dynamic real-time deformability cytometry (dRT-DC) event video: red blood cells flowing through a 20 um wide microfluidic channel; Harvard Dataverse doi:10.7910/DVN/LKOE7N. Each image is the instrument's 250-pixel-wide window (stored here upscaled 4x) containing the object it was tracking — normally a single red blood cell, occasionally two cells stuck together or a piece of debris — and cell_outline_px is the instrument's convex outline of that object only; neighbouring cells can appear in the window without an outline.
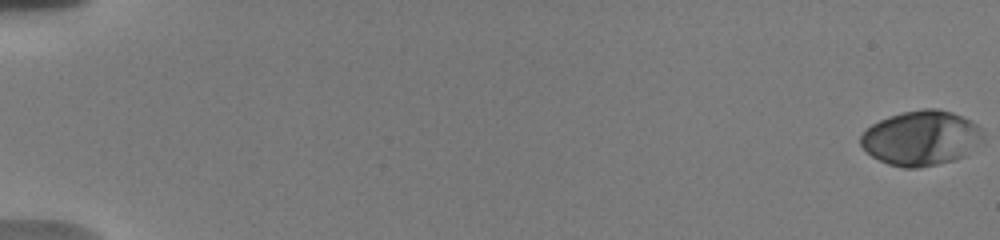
{"species": "human", "species_latin": "Homo sapiens", "temperature_condition": "warm", "stored_images_in_passage": 28, "camera_frame_rate_fps": 3000, "um_per_image_px": 0.085, "donor": {"sex": "male"}, "frame": {"image": 1, "passage_image": 1, "time_ms": 0.0, "image_size_px": [1000, 240], "cell_outline_px": [[984, 140], [964, 156], [952, 160], [936, 164], [916, 168], [904, 168], [888, 164], [872, 156], [860, 144], [860, 136], [872, 124], [888, 116], [904, 112], [924, 108], [936, 108], [952, 112], [976, 124], [980, 128], [984, 136]], "centroid_in_image_um": [78.3, 11.73], "position_along_channel_um": 6.7, "area_um2": 38.84}}
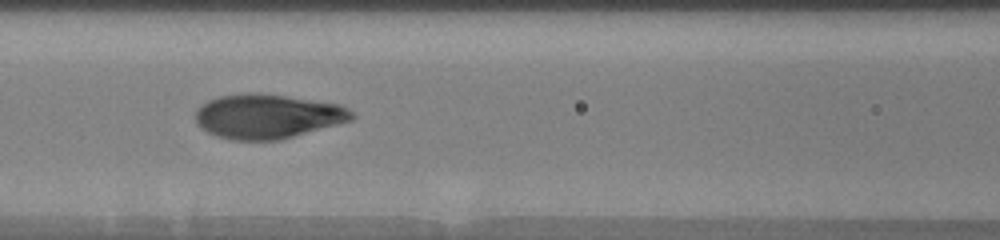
{"frame": {"image": 2, "passage_image": 25, "time_ms": 9.0, "image_size_px": [1000, 240], "cell_outline_px": [[356, 116], [352, 120], [280, 140], [232, 140], [216, 136], [200, 128], [196, 124], [196, 108], [200, 104], [208, 100], [220, 96], [248, 92], [252, 92], [284, 96], [340, 104], [348, 108]], "centroid_in_image_um": [22.7, 9.89], "position_along_channel_um": 143.9, "area_um2": 40.52}}
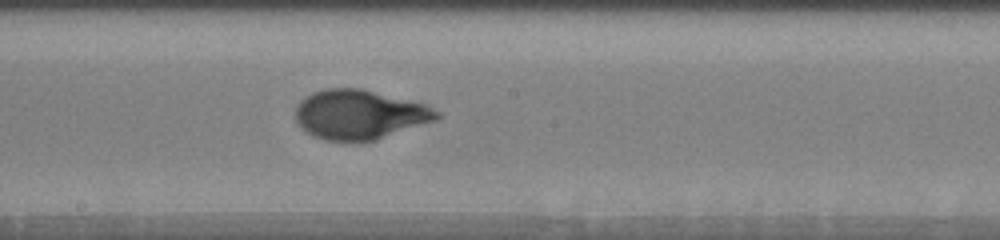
{"frame": {"image": 3, "passage_image": 28, "time_ms": 11.0, "image_size_px": [1000, 240], "cell_outline_px": [[440, 116], [436, 120], [372, 140], [328, 140], [316, 136], [308, 132], [296, 120], [296, 104], [300, 100], [312, 92], [324, 88], [360, 88], [428, 104], [440, 112]], "centroid_in_image_um": [30.58, 9.69], "position_along_channel_um": 217.6, "area_um2": 40.17}}